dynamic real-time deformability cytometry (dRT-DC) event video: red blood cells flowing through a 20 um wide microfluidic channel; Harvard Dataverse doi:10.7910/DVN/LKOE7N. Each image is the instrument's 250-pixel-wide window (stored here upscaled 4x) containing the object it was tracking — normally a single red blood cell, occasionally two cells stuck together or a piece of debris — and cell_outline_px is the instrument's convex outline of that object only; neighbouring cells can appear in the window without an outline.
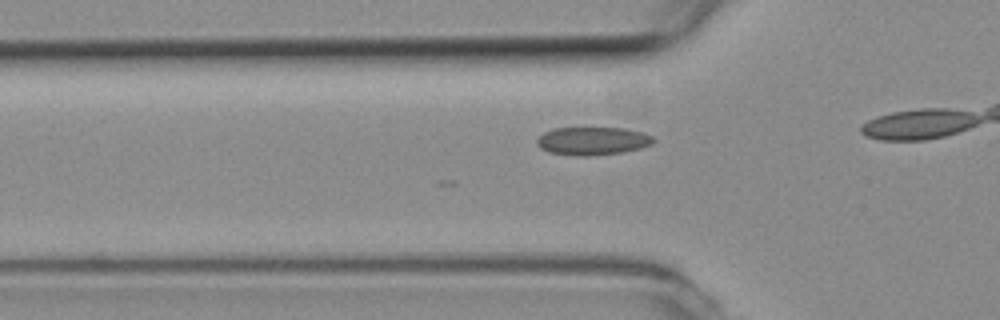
{"species": "common noctule bat (a hibernating species)", "species_latin": "Nyctalus noctula", "temperature_condition": "room temperature", "stored_images_in_passage": 7, "camera_frame_rate_fps": 3000, "um_per_image_px": 0.085, "animal": {"sex": "female", "body_mass_g": 19.3, "forearm_length_mm": 54.1}, "frame": {"image": 1, "passage_image": 2, "time_ms": 0.333, "image_size_px": [1000, 320], "cell_outline_px": [[656, 140], [652, 144], [640, 148], [620, 152], [584, 156], [580, 156], [548, 152], [540, 148], [536, 144], [536, 140], [544, 132], [552, 128], [624, 128], [644, 132], [652, 136]], "centroid_in_image_um": [50.36, 11.97], "position_along_channel_um": 75.4, "area_um2": 19.02}}
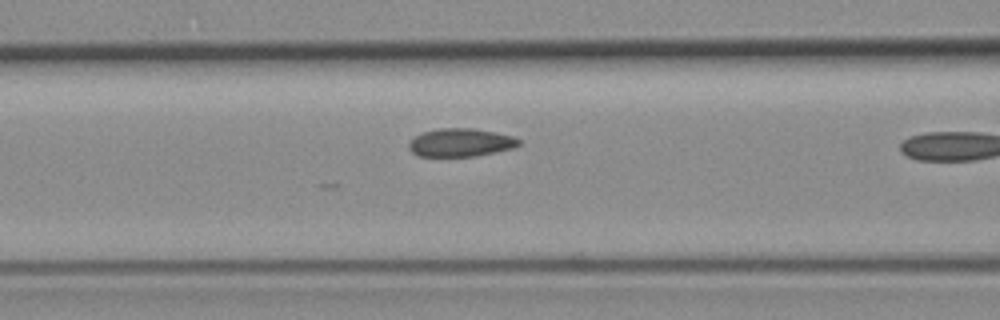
{"frame": {"image": 2, "passage_image": 6, "time_ms": 1.667, "image_size_px": [1000, 320], "cell_outline_px": [[520, 144], [512, 148], [476, 156], [416, 156], [408, 148], [408, 144], [416, 136], [424, 132], [440, 128], [472, 128], [496, 132], [512, 136], [520, 140]], "centroid_in_image_um": [39.14, 12.12], "position_along_channel_um": 127.5, "area_um2": 17.92}}